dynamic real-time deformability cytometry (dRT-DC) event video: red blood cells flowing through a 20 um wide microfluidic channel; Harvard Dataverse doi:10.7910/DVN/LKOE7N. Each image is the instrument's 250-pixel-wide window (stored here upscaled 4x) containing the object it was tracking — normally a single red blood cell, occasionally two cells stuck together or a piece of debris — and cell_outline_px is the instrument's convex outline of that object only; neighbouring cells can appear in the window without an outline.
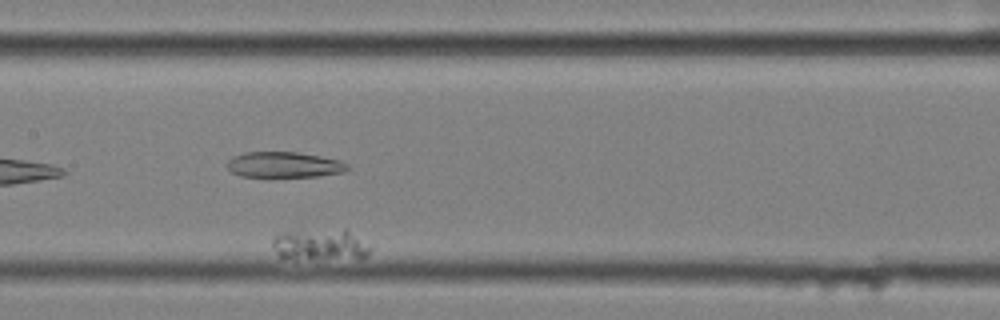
{"species": "common noctule bat (a hibernating species)", "species_latin": "Nyctalus noctula", "temperature_condition": "cold", "stored_images_in_passage": 37, "camera_frame_rate_fps": 3000, "um_per_image_px": 0.085, "animal": {"sex": "female", "body_mass_g": 25.1}, "frame": {"image": 1, "passage_image": 11, "time_ms": 3.333, "image_size_px": [1000, 320], "cell_outline_px": [[372, 248], [360, 260], [280, 256], [276, 252], [272, 244], [272, 240], [276, 236], [284, 232], [344, 228]], "centroid_in_image_um": [27.27, 20.79], "position_along_channel_um": 180.1, "area_um2": 17.4}}
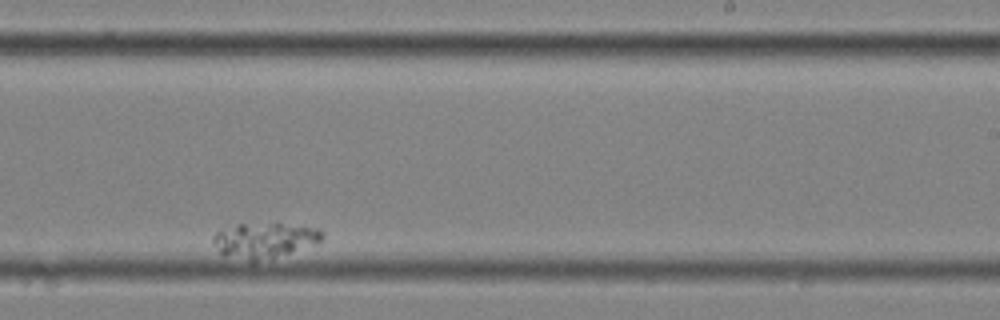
{"frame": {"image": 2, "passage_image": 24, "time_ms": 7.667, "image_size_px": [1000, 320], "cell_outline_px": [[324, 236], [320, 240], [288, 252], [252, 264], [248, 264], [224, 256], [212, 244], [212, 236], [216, 232], [240, 224], [276, 220], [320, 228]], "centroid_in_image_um": [22.41, 20.4], "position_along_channel_um": 266.6, "area_um2": 23.29}}
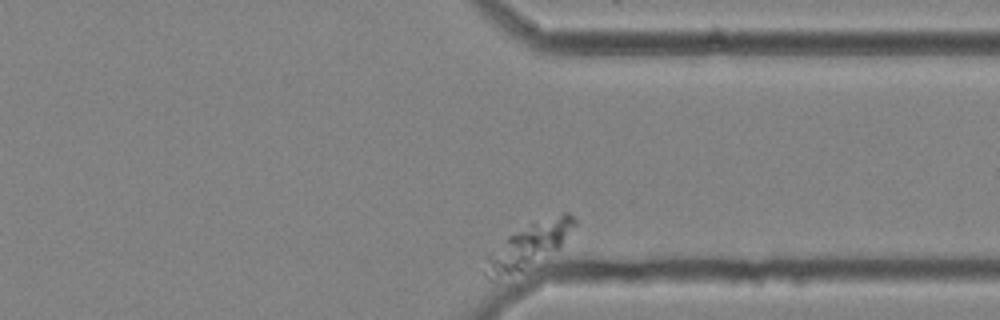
{"frame": {"image": 3, "passage_image": 37, "time_ms": 12.0, "image_size_px": [1000, 320], "cell_outline_px": [[576, 224], [560, 248], [524, 272], [492, 280], [488, 280], [484, 272], [488, 256], [508, 236], [528, 224], [564, 212], [568, 212], [576, 220]], "centroid_in_image_um": [44.97, 20.92], "position_along_channel_um": 366.4, "area_um2": 23.06}}